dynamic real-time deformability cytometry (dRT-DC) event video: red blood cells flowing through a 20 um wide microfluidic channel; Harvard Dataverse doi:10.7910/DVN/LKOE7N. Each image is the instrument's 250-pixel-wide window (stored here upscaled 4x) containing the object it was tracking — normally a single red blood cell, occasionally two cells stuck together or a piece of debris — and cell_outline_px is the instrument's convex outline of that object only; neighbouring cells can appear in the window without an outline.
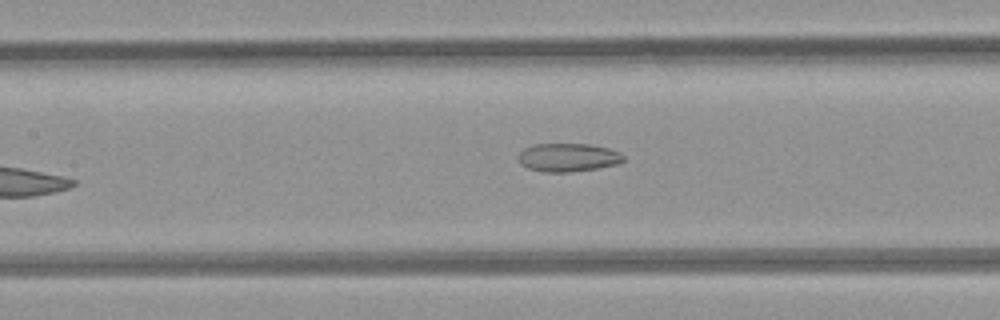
{"species": "common noctule bat (a hibernating species)", "species_latin": "Nyctalus noctula", "temperature_condition": "room temperature", "stored_images_in_passage": 8, "camera_frame_rate_fps": 3000, "um_per_image_px": 0.085, "animal": {"sex": "female", "body_mass_g": 21.9}, "frame": {"image": 1, "passage_image": 7, "time_ms": 7.0, "image_size_px": [1000, 320], "cell_outline_px": [[624, 160], [620, 164], [596, 168], [568, 172], [544, 172], [528, 168], [520, 164], [520, 152], [524, 148], [532, 144], [592, 144], [608, 148], [620, 152], [624, 156]], "centroid_in_image_um": [48.31, 13.38], "position_along_channel_um": 159.1, "area_um2": 17.4}}